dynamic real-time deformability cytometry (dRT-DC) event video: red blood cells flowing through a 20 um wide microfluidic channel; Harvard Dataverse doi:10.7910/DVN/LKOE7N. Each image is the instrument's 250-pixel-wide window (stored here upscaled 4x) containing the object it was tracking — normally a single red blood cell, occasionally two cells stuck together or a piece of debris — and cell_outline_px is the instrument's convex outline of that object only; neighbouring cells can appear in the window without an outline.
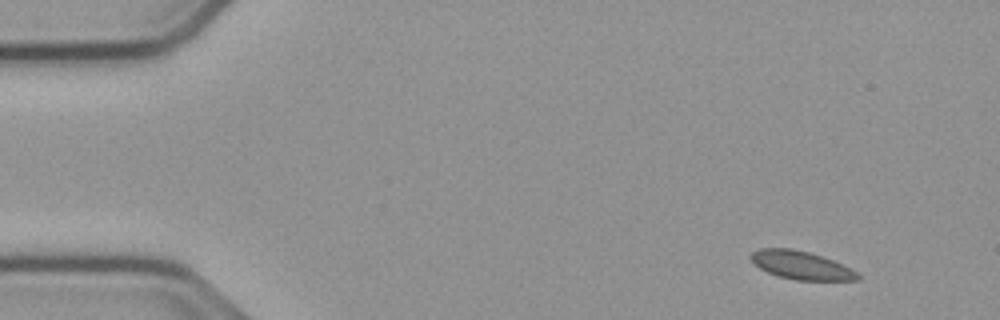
{"species": "common noctule bat (a hibernating species)", "species_latin": "Nyctalus noctula", "temperature_condition": "cold", "stored_images_in_passage": 13, "camera_frame_rate_fps": 3000, "um_per_image_px": 0.085, "animal": {"sex": "male", "body_mass_g": 23.1, "forearm_length_mm": 52.7}, "frame": {"image": 1, "passage_image": 1, "time_ms": 0.0, "image_size_px": [1000, 320], "cell_outline_px": [[860, 280], [796, 280], [780, 276], [768, 272], [760, 268], [748, 256], [752, 252], [760, 248], [792, 248], [808, 252], [832, 260], [856, 272], [860, 276]], "centroid_in_image_um": [68.06, 22.54], "position_along_channel_um": 16.9, "area_um2": 17.22}}
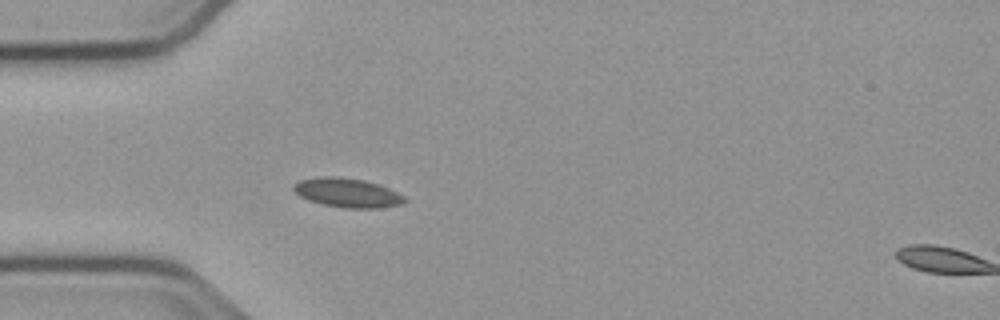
{"frame": {"image": 2, "passage_image": 12, "time_ms": 3.667, "image_size_px": [1000, 320], "cell_outline_px": [[408, 200], [400, 204], [380, 208], [344, 208], [324, 204], [308, 200], [300, 196], [292, 188], [292, 184], [300, 180], [320, 176], [336, 176], [364, 180], [388, 188], [404, 196]], "centroid_in_image_um": [29.5, 16.38], "position_along_channel_um": 55.5, "area_um2": 18.79}}